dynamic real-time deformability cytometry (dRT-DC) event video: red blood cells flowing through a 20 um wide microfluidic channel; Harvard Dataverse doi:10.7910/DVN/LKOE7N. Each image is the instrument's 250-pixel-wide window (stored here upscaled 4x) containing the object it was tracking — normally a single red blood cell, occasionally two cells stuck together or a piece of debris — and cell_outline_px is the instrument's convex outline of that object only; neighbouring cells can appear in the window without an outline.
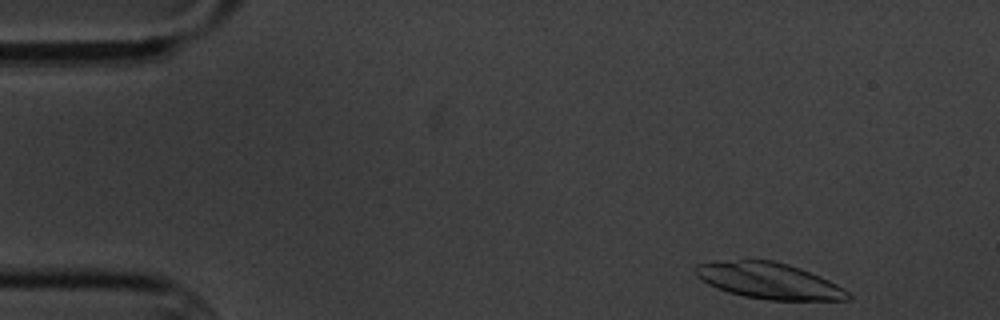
{"species": "common noctule bat (a hibernating species)", "species_latin": "Nyctalus noctula", "temperature_condition": "cold", "stored_images_in_passage": 5, "camera_frame_rate_fps": 3000, "um_per_image_px": 0.085, "animal": {"sex": "male", "body_mass_g": 20.1, "forearm_length_mm": 53.5}, "frame": {"image": 1, "passage_image": 5, "time_ms": 5.333, "image_size_px": [1000, 320], "cell_outline_px": [[852, 296], [848, 300], [768, 300], [744, 296], [728, 292], [716, 288], [708, 284], [696, 276], [692, 272], [692, 268], [696, 264], [740, 260], [772, 260], [788, 264], [800, 268], [820, 276], [844, 288]], "centroid_in_image_um": [65.35, 23.87], "position_along_channel_um": 19.7, "area_um2": 32.02}}